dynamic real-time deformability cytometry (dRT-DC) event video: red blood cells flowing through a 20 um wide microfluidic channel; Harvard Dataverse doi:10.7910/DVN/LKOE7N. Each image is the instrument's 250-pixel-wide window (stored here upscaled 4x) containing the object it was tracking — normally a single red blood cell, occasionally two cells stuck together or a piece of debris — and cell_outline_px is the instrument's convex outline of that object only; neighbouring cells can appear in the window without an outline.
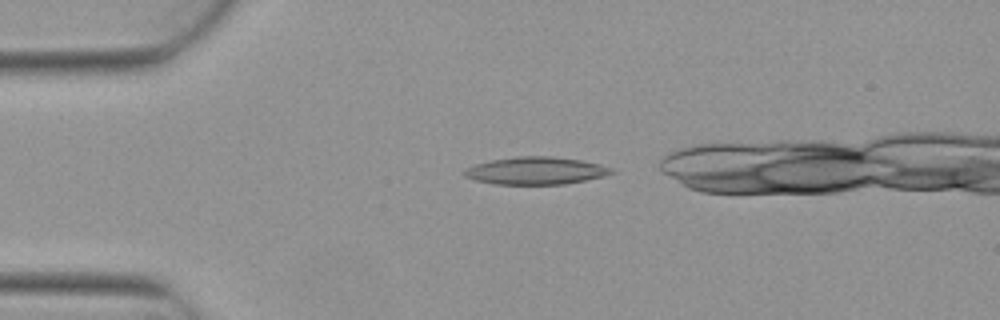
{"species": "Egyptian fruit bat (a non-hibernating species)", "species_latin": "Rousettus aegyptiacus", "temperature_condition": "warm", "stored_images_in_passage": 3, "camera_frame_rate_fps": 3000, "um_per_image_px": 0.085, "animal": {"sex": "female"}, "frame": {"image": 1, "passage_image": 1, "time_ms": 0.0, "image_size_px": [1000, 320], "cell_outline_px": [[616, 172], [604, 176], [564, 184], [492, 184], [476, 180], [464, 176], [464, 168], [488, 160], [516, 156], [552, 156], [584, 160], [600, 164], [612, 168]], "centroid_in_image_um": [45.54, 14.5], "position_along_channel_um": 39.5, "area_um2": 23.76}}
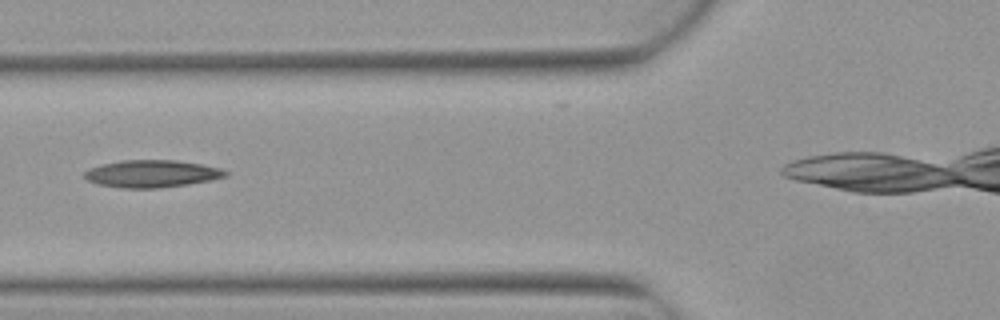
{"frame": {"image": 2, "passage_image": 3, "time_ms": 0.667, "image_size_px": [1000, 320], "cell_outline_px": [[228, 176], [188, 184], [160, 188], [120, 188], [96, 184], [88, 180], [84, 176], [84, 172], [100, 164], [120, 160], [176, 160], [200, 164], [220, 168], [228, 172]], "centroid_in_image_um": [12.88, 14.76], "position_along_channel_um": 112.9, "area_um2": 22.43}}